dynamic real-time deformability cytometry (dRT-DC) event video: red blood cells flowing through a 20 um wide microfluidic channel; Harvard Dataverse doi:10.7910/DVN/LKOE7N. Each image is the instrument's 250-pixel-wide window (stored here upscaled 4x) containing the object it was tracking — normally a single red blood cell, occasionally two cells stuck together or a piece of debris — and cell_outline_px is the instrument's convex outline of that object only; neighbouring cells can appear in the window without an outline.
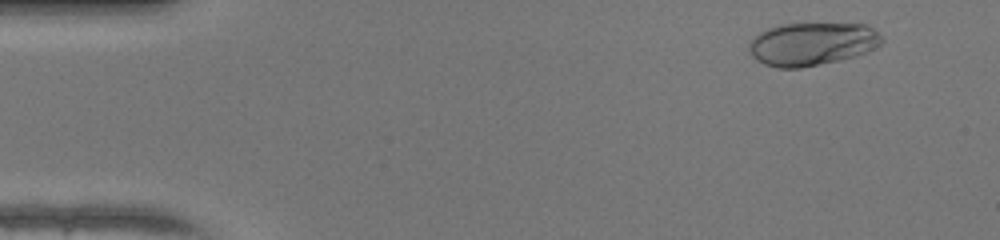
{"species": "human", "species_latin": "Homo sapiens", "temperature_condition": "warm", "stored_images_in_passage": 15, "camera_frame_rate_fps": 3000, "um_per_image_px": 0.085, "donor": {"sex": "female"}, "frame": {"image": 1, "passage_image": 4, "time_ms": 1.0, "image_size_px": [1000, 240], "cell_outline_px": [[884, 40], [880, 44], [868, 52], [856, 56], [840, 60], [800, 68], [776, 68], [764, 64], [756, 60], [748, 52], [748, 44], [760, 32], [768, 28], [784, 24], [864, 24], [872, 28]], "centroid_in_image_um": [69.0, 3.75], "position_along_channel_um": 16.0, "area_um2": 33.23}}
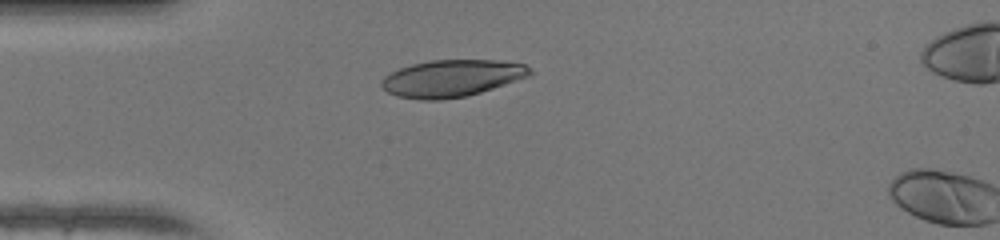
{"frame": {"image": 2, "passage_image": 13, "time_ms": 4.0, "image_size_px": [1000, 240], "cell_outline_px": [[532, 72], [528, 76], [480, 92], [464, 96], [440, 100], [420, 100], [396, 96], [388, 92], [380, 84], [380, 80], [384, 76], [400, 68], [412, 64], [432, 60], [496, 60], [524, 64], [532, 68]], "centroid_in_image_um": [38.36, 6.65], "position_along_channel_um": 46.6, "area_um2": 31.73}}